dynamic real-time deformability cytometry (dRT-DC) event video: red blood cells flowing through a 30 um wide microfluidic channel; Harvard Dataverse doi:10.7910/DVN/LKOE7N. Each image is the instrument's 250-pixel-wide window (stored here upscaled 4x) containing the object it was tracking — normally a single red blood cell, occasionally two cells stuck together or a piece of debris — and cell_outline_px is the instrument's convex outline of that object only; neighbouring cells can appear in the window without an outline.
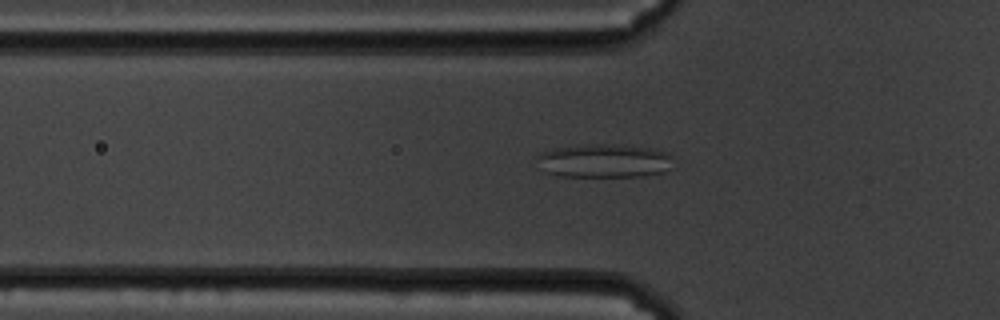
{"species": "common noctule bat (a hibernating species)", "species_latin": "Nyctalus noctula", "temperature_condition": "cold", "stored_images_in_passage": 46, "camera_frame_rate_fps": 3000, "um_per_image_px": 0.085, "animal": {"sex": "male", "body_mass_g": 19.5, "forearm_length_mm": 54.6}, "frame": {"image": 1, "passage_image": 13, "time_ms": 4.0, "image_size_px": [1000, 320], "cell_outline_px": [[676, 168], [664, 172], [644, 176], [556, 176], [544, 172], [536, 156], [540, 152], [552, 148], [584, 144], [624, 144], [648, 148], [668, 152]], "centroid_in_image_um": [51.38, 13.66], "position_along_channel_um": 74.4, "area_um2": 27.28}}
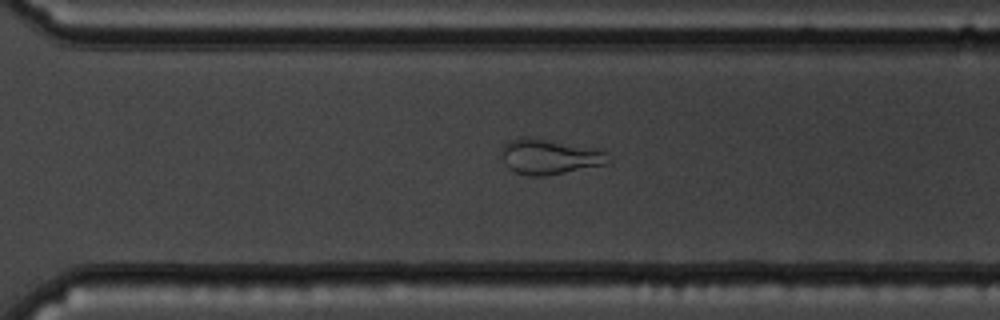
{"frame": {"image": 2, "passage_image": 35, "time_ms": 11.333, "image_size_px": [1000, 320], "cell_outline_px": [[612, 160], [608, 164], [544, 176], [528, 176], [512, 172], [504, 164], [500, 156], [504, 144], [508, 140], [520, 136], [528, 136], [604, 148], [608, 152]], "centroid_in_image_um": [46.75, 13.29], "position_along_channel_um": 323.9, "area_um2": 23.0}}
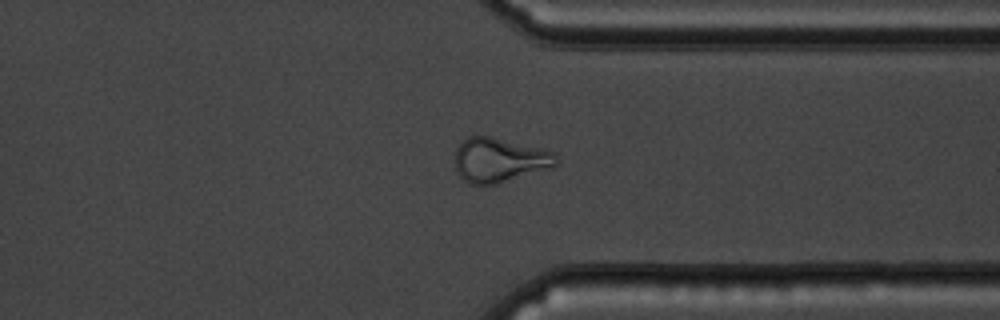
{"frame": {"image": 3, "passage_image": 39, "time_ms": 12.667, "image_size_px": [1000, 320], "cell_outline_px": [[560, 160], [552, 168], [496, 184], [468, 184], [460, 176], [456, 168], [456, 148], [468, 136], [488, 136], [544, 148], [556, 152]], "centroid_in_image_um": [42.51, 13.6], "position_along_channel_um": 368.9, "area_um2": 26.36}}